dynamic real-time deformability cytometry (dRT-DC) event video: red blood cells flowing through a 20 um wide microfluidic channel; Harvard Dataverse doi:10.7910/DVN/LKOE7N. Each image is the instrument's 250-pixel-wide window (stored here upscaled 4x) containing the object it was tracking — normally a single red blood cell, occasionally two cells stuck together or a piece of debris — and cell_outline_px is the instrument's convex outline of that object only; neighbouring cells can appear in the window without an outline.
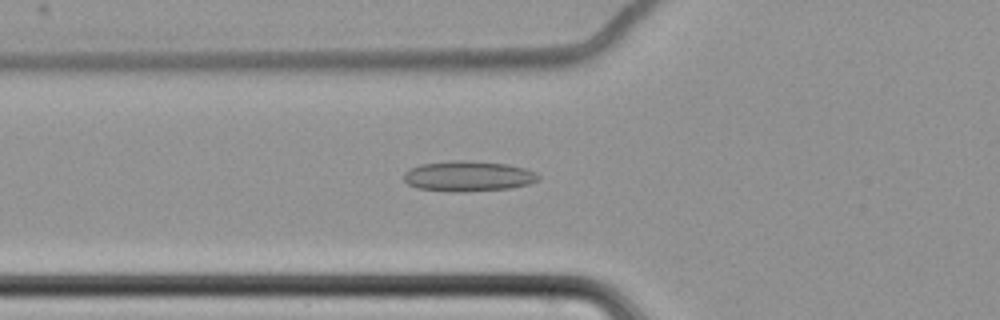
{"species": "common noctule bat (a hibernating species)", "species_latin": "Nyctalus noctula", "temperature_condition": "cold", "stored_images_in_passage": 55, "camera_frame_rate_fps": 3000, "um_per_image_px": 0.085, "animal": {"sex": "female", "body_mass_g": 22.7, "forearm_length_mm": 54.2}, "frame": {"image": 1, "passage_image": 18, "time_ms": 5.667, "image_size_px": [1000, 320], "cell_outline_px": [[540, 180], [528, 184], [512, 188], [460, 192], [456, 192], [416, 188], [408, 184], [404, 180], [404, 172], [420, 164], [456, 160], [464, 160], [508, 164], [528, 168], [536, 172], [540, 176]], "centroid_in_image_um": [39.84, 14.97], "position_along_channel_um": 86.0, "area_um2": 23.99}}
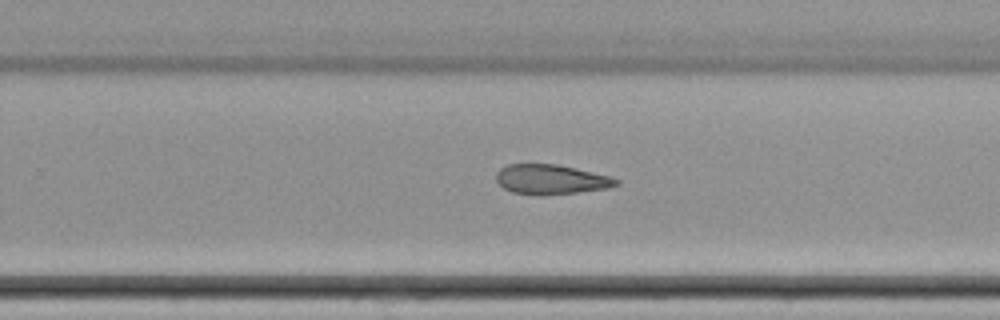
{"frame": {"image": 2, "passage_image": 35, "time_ms": 11.333, "image_size_px": [1000, 320], "cell_outline_px": [[620, 184], [608, 188], [576, 192], [512, 192], [504, 188], [496, 180], [496, 172], [500, 168], [508, 164], [556, 164], [576, 168], [608, 176], [620, 180]], "centroid_in_image_um": [46.84, 15.2], "position_along_channel_um": 283.0, "area_um2": 19.88}}
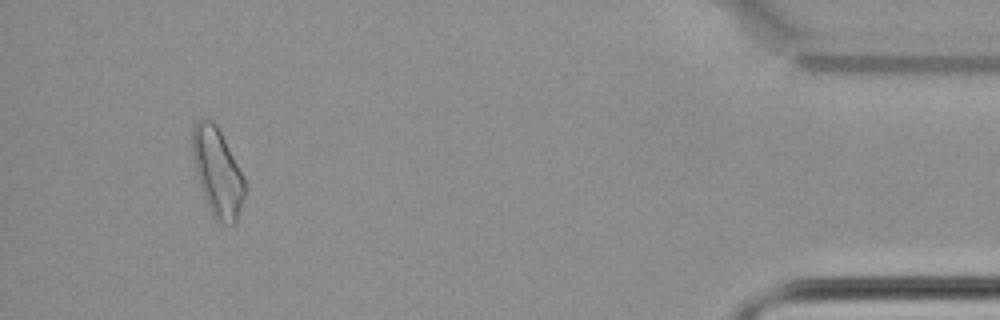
{"frame": {"image": 3, "passage_image": 52, "time_ms": 17.0, "image_size_px": [1000, 320], "cell_outline_px": [[244, 196], [236, 224], [224, 224], [216, 220], [212, 216], [204, 196], [196, 172], [192, 156], [192, 128], [196, 120], [200, 116], [212, 120], [216, 124], [244, 180]], "centroid_in_image_um": [18.44, 14.62], "position_along_channel_um": 416.8, "area_um2": 26.47}}